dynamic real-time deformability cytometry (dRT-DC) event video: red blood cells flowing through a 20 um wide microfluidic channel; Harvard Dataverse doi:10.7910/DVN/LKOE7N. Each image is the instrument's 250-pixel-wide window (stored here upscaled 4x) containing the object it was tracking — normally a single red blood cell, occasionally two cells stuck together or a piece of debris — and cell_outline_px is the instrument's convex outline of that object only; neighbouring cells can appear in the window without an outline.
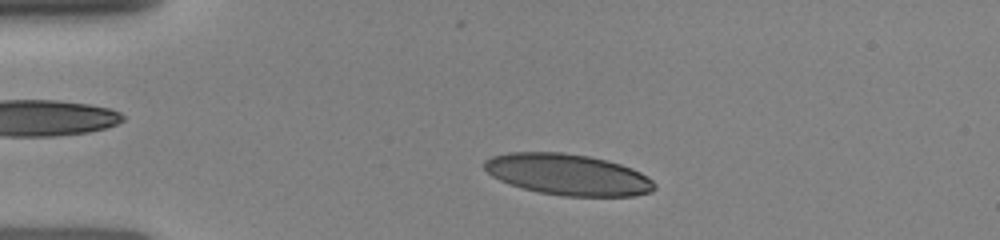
{"species": "human", "species_latin": "Homo sapiens", "temperature_condition": "room temperature", "stored_images_in_passage": 28, "camera_frame_rate_fps": 3000, "um_per_image_px": 0.085, "donor": {"sex": "female"}, "frame": {"image": 1, "passage_image": 15, "time_ms": 2.0, "image_size_px": [1000, 240], "cell_outline_px": [[656, 188], [652, 192], [632, 196], [564, 196], [540, 192], [508, 184], [492, 176], [484, 168], [484, 160], [492, 156], [508, 152], [564, 152], [588, 156], [608, 160], [632, 168], [648, 176], [656, 184]], "centroid_in_image_um": [48.28, 14.83], "position_along_channel_um": 36.7, "area_um2": 40.98}}